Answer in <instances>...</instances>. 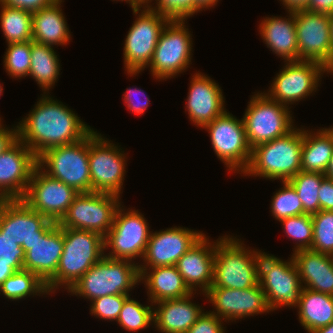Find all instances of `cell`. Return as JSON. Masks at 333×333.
<instances>
[{"mask_svg":"<svg viewBox=\"0 0 333 333\" xmlns=\"http://www.w3.org/2000/svg\"><path fill=\"white\" fill-rule=\"evenodd\" d=\"M27 115L17 124L18 139L37 158L53 147L77 143L94 130L49 93H43Z\"/></svg>","mask_w":333,"mask_h":333,"instance_id":"6da1fadb","label":"cell"},{"mask_svg":"<svg viewBox=\"0 0 333 333\" xmlns=\"http://www.w3.org/2000/svg\"><path fill=\"white\" fill-rule=\"evenodd\" d=\"M63 242L64 248L56 274L46 284L49 295L63 287L68 291L105 256L104 237L99 233L63 228Z\"/></svg>","mask_w":333,"mask_h":333,"instance_id":"7a4b0ae2","label":"cell"},{"mask_svg":"<svg viewBox=\"0 0 333 333\" xmlns=\"http://www.w3.org/2000/svg\"><path fill=\"white\" fill-rule=\"evenodd\" d=\"M303 128L295 126L286 135L252 148L250 163L242 173L286 182L301 171Z\"/></svg>","mask_w":333,"mask_h":333,"instance_id":"3957f363","label":"cell"},{"mask_svg":"<svg viewBox=\"0 0 333 333\" xmlns=\"http://www.w3.org/2000/svg\"><path fill=\"white\" fill-rule=\"evenodd\" d=\"M240 240L232 235L222 236L216 240L211 287L243 290L259 283L261 250L247 248Z\"/></svg>","mask_w":333,"mask_h":333,"instance_id":"277c9868","label":"cell"},{"mask_svg":"<svg viewBox=\"0 0 333 333\" xmlns=\"http://www.w3.org/2000/svg\"><path fill=\"white\" fill-rule=\"evenodd\" d=\"M138 283H140L138 263L104 256L67 292L79 298L89 299L91 302L107 295H129L131 289L139 285Z\"/></svg>","mask_w":333,"mask_h":333,"instance_id":"5b68a950","label":"cell"},{"mask_svg":"<svg viewBox=\"0 0 333 333\" xmlns=\"http://www.w3.org/2000/svg\"><path fill=\"white\" fill-rule=\"evenodd\" d=\"M132 11L136 19L127 33L123 47L124 68L130 77L149 66L159 35L170 20L168 16L148 6L133 7Z\"/></svg>","mask_w":333,"mask_h":333,"instance_id":"8992f818","label":"cell"},{"mask_svg":"<svg viewBox=\"0 0 333 333\" xmlns=\"http://www.w3.org/2000/svg\"><path fill=\"white\" fill-rule=\"evenodd\" d=\"M185 22L186 19H170L160 33L148 66L156 80L174 78L192 64V34Z\"/></svg>","mask_w":333,"mask_h":333,"instance_id":"52a82bcc","label":"cell"},{"mask_svg":"<svg viewBox=\"0 0 333 333\" xmlns=\"http://www.w3.org/2000/svg\"><path fill=\"white\" fill-rule=\"evenodd\" d=\"M248 103L242 120L251 148L284 136L294 128L290 108L266 93H255Z\"/></svg>","mask_w":333,"mask_h":333,"instance_id":"ba28073f","label":"cell"},{"mask_svg":"<svg viewBox=\"0 0 333 333\" xmlns=\"http://www.w3.org/2000/svg\"><path fill=\"white\" fill-rule=\"evenodd\" d=\"M37 165L77 192H91L89 135L77 143L46 150L37 158Z\"/></svg>","mask_w":333,"mask_h":333,"instance_id":"9c48e42d","label":"cell"},{"mask_svg":"<svg viewBox=\"0 0 333 333\" xmlns=\"http://www.w3.org/2000/svg\"><path fill=\"white\" fill-rule=\"evenodd\" d=\"M259 285L272 311L278 308L297 307L303 286L291 255L284 261L263 251L259 255Z\"/></svg>","mask_w":333,"mask_h":333,"instance_id":"30bf717a","label":"cell"},{"mask_svg":"<svg viewBox=\"0 0 333 333\" xmlns=\"http://www.w3.org/2000/svg\"><path fill=\"white\" fill-rule=\"evenodd\" d=\"M101 133L89 134V169L91 192L109 193L120 197L125 180L128 153L104 138Z\"/></svg>","mask_w":333,"mask_h":333,"instance_id":"8fae6325","label":"cell"},{"mask_svg":"<svg viewBox=\"0 0 333 333\" xmlns=\"http://www.w3.org/2000/svg\"><path fill=\"white\" fill-rule=\"evenodd\" d=\"M123 207L121 203L117 208L112 227L104 237L105 250L111 248L105 256L135 262V259H142L151 231L143 214Z\"/></svg>","mask_w":333,"mask_h":333,"instance_id":"7c38bea8","label":"cell"},{"mask_svg":"<svg viewBox=\"0 0 333 333\" xmlns=\"http://www.w3.org/2000/svg\"><path fill=\"white\" fill-rule=\"evenodd\" d=\"M203 129L209 132L212 148L227 170L242 174L252 154L242 118L237 119L226 110Z\"/></svg>","mask_w":333,"mask_h":333,"instance_id":"4fadbf2b","label":"cell"},{"mask_svg":"<svg viewBox=\"0 0 333 333\" xmlns=\"http://www.w3.org/2000/svg\"><path fill=\"white\" fill-rule=\"evenodd\" d=\"M120 201L119 196L109 193H79L58 224L63 228L93 231L105 237L112 227Z\"/></svg>","mask_w":333,"mask_h":333,"instance_id":"5bb4252c","label":"cell"},{"mask_svg":"<svg viewBox=\"0 0 333 333\" xmlns=\"http://www.w3.org/2000/svg\"><path fill=\"white\" fill-rule=\"evenodd\" d=\"M265 92L271 99L288 107L317 91L324 73L331 71L316 61L285 62Z\"/></svg>","mask_w":333,"mask_h":333,"instance_id":"9a60e30c","label":"cell"},{"mask_svg":"<svg viewBox=\"0 0 333 333\" xmlns=\"http://www.w3.org/2000/svg\"><path fill=\"white\" fill-rule=\"evenodd\" d=\"M298 61H316L333 70V44L330 35V15L295 11Z\"/></svg>","mask_w":333,"mask_h":333,"instance_id":"2e32d148","label":"cell"},{"mask_svg":"<svg viewBox=\"0 0 333 333\" xmlns=\"http://www.w3.org/2000/svg\"><path fill=\"white\" fill-rule=\"evenodd\" d=\"M78 194L74 188L49 176L37 165L22 200L49 220L59 222Z\"/></svg>","mask_w":333,"mask_h":333,"instance_id":"e0dca14e","label":"cell"},{"mask_svg":"<svg viewBox=\"0 0 333 333\" xmlns=\"http://www.w3.org/2000/svg\"><path fill=\"white\" fill-rule=\"evenodd\" d=\"M215 310L208 311L225 322H236L245 317L272 312L267 304L266 296L259 285L247 289H229L210 287L205 293Z\"/></svg>","mask_w":333,"mask_h":333,"instance_id":"ac0fdd59","label":"cell"},{"mask_svg":"<svg viewBox=\"0 0 333 333\" xmlns=\"http://www.w3.org/2000/svg\"><path fill=\"white\" fill-rule=\"evenodd\" d=\"M54 221L30 208L22 199L0 200V232L21 245L25 253L28 245L40 237Z\"/></svg>","mask_w":333,"mask_h":333,"instance_id":"d6986e66","label":"cell"},{"mask_svg":"<svg viewBox=\"0 0 333 333\" xmlns=\"http://www.w3.org/2000/svg\"><path fill=\"white\" fill-rule=\"evenodd\" d=\"M202 231L185 227H171L151 232L144 255L138 268L174 266L202 236Z\"/></svg>","mask_w":333,"mask_h":333,"instance_id":"ffe728a7","label":"cell"},{"mask_svg":"<svg viewBox=\"0 0 333 333\" xmlns=\"http://www.w3.org/2000/svg\"><path fill=\"white\" fill-rule=\"evenodd\" d=\"M37 166L36 155L19 139L0 155V200L22 199Z\"/></svg>","mask_w":333,"mask_h":333,"instance_id":"44dd1931","label":"cell"},{"mask_svg":"<svg viewBox=\"0 0 333 333\" xmlns=\"http://www.w3.org/2000/svg\"><path fill=\"white\" fill-rule=\"evenodd\" d=\"M191 78L185 111L201 129L226 111L225 97L219 84L208 75L198 71Z\"/></svg>","mask_w":333,"mask_h":333,"instance_id":"7402d4cb","label":"cell"},{"mask_svg":"<svg viewBox=\"0 0 333 333\" xmlns=\"http://www.w3.org/2000/svg\"><path fill=\"white\" fill-rule=\"evenodd\" d=\"M63 248V227L54 222L28 245L23 269L35 273L46 285L56 274Z\"/></svg>","mask_w":333,"mask_h":333,"instance_id":"603a6c76","label":"cell"},{"mask_svg":"<svg viewBox=\"0 0 333 333\" xmlns=\"http://www.w3.org/2000/svg\"><path fill=\"white\" fill-rule=\"evenodd\" d=\"M214 241H210L204 234L175 265L192 292L199 290L205 293L212 286L216 247V240Z\"/></svg>","mask_w":333,"mask_h":333,"instance_id":"cb8c5ba5","label":"cell"},{"mask_svg":"<svg viewBox=\"0 0 333 333\" xmlns=\"http://www.w3.org/2000/svg\"><path fill=\"white\" fill-rule=\"evenodd\" d=\"M196 293L154 303V328L161 333H186L204 312L199 304L191 301Z\"/></svg>","mask_w":333,"mask_h":333,"instance_id":"d4e9b609","label":"cell"},{"mask_svg":"<svg viewBox=\"0 0 333 333\" xmlns=\"http://www.w3.org/2000/svg\"><path fill=\"white\" fill-rule=\"evenodd\" d=\"M287 13V18L265 17L258 25L263 42L276 56L282 57L284 63L298 61L295 11H287Z\"/></svg>","mask_w":333,"mask_h":333,"instance_id":"484cf974","label":"cell"},{"mask_svg":"<svg viewBox=\"0 0 333 333\" xmlns=\"http://www.w3.org/2000/svg\"><path fill=\"white\" fill-rule=\"evenodd\" d=\"M292 254L303 288L333 296V255L310 249Z\"/></svg>","mask_w":333,"mask_h":333,"instance_id":"4316f807","label":"cell"},{"mask_svg":"<svg viewBox=\"0 0 333 333\" xmlns=\"http://www.w3.org/2000/svg\"><path fill=\"white\" fill-rule=\"evenodd\" d=\"M139 273L140 282L145 283L148 299L152 304L182 298L192 293L175 265L139 268Z\"/></svg>","mask_w":333,"mask_h":333,"instance_id":"83f0119b","label":"cell"},{"mask_svg":"<svg viewBox=\"0 0 333 333\" xmlns=\"http://www.w3.org/2000/svg\"><path fill=\"white\" fill-rule=\"evenodd\" d=\"M63 0H55L52 4L32 13V41L49 45H67L71 33L62 11Z\"/></svg>","mask_w":333,"mask_h":333,"instance_id":"f1b7e54d","label":"cell"},{"mask_svg":"<svg viewBox=\"0 0 333 333\" xmlns=\"http://www.w3.org/2000/svg\"><path fill=\"white\" fill-rule=\"evenodd\" d=\"M333 153V134L328 128L317 132L303 128L301 170L325 174Z\"/></svg>","mask_w":333,"mask_h":333,"instance_id":"f546056e","label":"cell"},{"mask_svg":"<svg viewBox=\"0 0 333 333\" xmlns=\"http://www.w3.org/2000/svg\"><path fill=\"white\" fill-rule=\"evenodd\" d=\"M298 309L301 326L311 333L333 322V296L303 288Z\"/></svg>","mask_w":333,"mask_h":333,"instance_id":"4dcf8cb0","label":"cell"},{"mask_svg":"<svg viewBox=\"0 0 333 333\" xmlns=\"http://www.w3.org/2000/svg\"><path fill=\"white\" fill-rule=\"evenodd\" d=\"M52 46L32 41L31 64L29 75L32 77L44 94L53 88L60 75V62Z\"/></svg>","mask_w":333,"mask_h":333,"instance_id":"1f68e13d","label":"cell"},{"mask_svg":"<svg viewBox=\"0 0 333 333\" xmlns=\"http://www.w3.org/2000/svg\"><path fill=\"white\" fill-rule=\"evenodd\" d=\"M0 25L7 44L32 41V12L0 4Z\"/></svg>","mask_w":333,"mask_h":333,"instance_id":"d6a6232c","label":"cell"},{"mask_svg":"<svg viewBox=\"0 0 333 333\" xmlns=\"http://www.w3.org/2000/svg\"><path fill=\"white\" fill-rule=\"evenodd\" d=\"M8 300L18 301L27 296L49 295L44 282L28 270L16 271L0 285V295Z\"/></svg>","mask_w":333,"mask_h":333,"instance_id":"836d02e7","label":"cell"},{"mask_svg":"<svg viewBox=\"0 0 333 333\" xmlns=\"http://www.w3.org/2000/svg\"><path fill=\"white\" fill-rule=\"evenodd\" d=\"M324 174L301 170L288 182L296 190L303 204V214H315L319 212V188Z\"/></svg>","mask_w":333,"mask_h":333,"instance_id":"e575fe53","label":"cell"},{"mask_svg":"<svg viewBox=\"0 0 333 333\" xmlns=\"http://www.w3.org/2000/svg\"><path fill=\"white\" fill-rule=\"evenodd\" d=\"M153 307L152 303L143 305L129 296L125 300L116 322L125 331L133 333L146 329L154 323Z\"/></svg>","mask_w":333,"mask_h":333,"instance_id":"d590c367","label":"cell"},{"mask_svg":"<svg viewBox=\"0 0 333 333\" xmlns=\"http://www.w3.org/2000/svg\"><path fill=\"white\" fill-rule=\"evenodd\" d=\"M281 183L283 187L275 192L272 201H270L272 216L280 221L288 217L302 215L303 204L296 190L288 181Z\"/></svg>","mask_w":333,"mask_h":333,"instance_id":"8d00e7d4","label":"cell"},{"mask_svg":"<svg viewBox=\"0 0 333 333\" xmlns=\"http://www.w3.org/2000/svg\"><path fill=\"white\" fill-rule=\"evenodd\" d=\"M3 57L4 69L12 78L28 77L31 64L32 41L7 44Z\"/></svg>","mask_w":333,"mask_h":333,"instance_id":"74e56055","label":"cell"},{"mask_svg":"<svg viewBox=\"0 0 333 333\" xmlns=\"http://www.w3.org/2000/svg\"><path fill=\"white\" fill-rule=\"evenodd\" d=\"M25 251L16 241L0 232V285L16 271L23 269Z\"/></svg>","mask_w":333,"mask_h":333,"instance_id":"f35d334b","label":"cell"},{"mask_svg":"<svg viewBox=\"0 0 333 333\" xmlns=\"http://www.w3.org/2000/svg\"><path fill=\"white\" fill-rule=\"evenodd\" d=\"M284 233L295 240L293 252L311 249L313 242V221L311 214L288 217L280 220Z\"/></svg>","mask_w":333,"mask_h":333,"instance_id":"ab89813d","label":"cell"},{"mask_svg":"<svg viewBox=\"0 0 333 333\" xmlns=\"http://www.w3.org/2000/svg\"><path fill=\"white\" fill-rule=\"evenodd\" d=\"M312 251L333 255V211L320 210L312 214Z\"/></svg>","mask_w":333,"mask_h":333,"instance_id":"60d3db41","label":"cell"},{"mask_svg":"<svg viewBox=\"0 0 333 333\" xmlns=\"http://www.w3.org/2000/svg\"><path fill=\"white\" fill-rule=\"evenodd\" d=\"M131 295H107L92 300L90 314L101 320L117 321L125 300Z\"/></svg>","mask_w":333,"mask_h":333,"instance_id":"b9f144b4","label":"cell"},{"mask_svg":"<svg viewBox=\"0 0 333 333\" xmlns=\"http://www.w3.org/2000/svg\"><path fill=\"white\" fill-rule=\"evenodd\" d=\"M150 0V9L168 16L170 19H188L196 13L195 0H155V7Z\"/></svg>","mask_w":333,"mask_h":333,"instance_id":"7bdbcfd3","label":"cell"},{"mask_svg":"<svg viewBox=\"0 0 333 333\" xmlns=\"http://www.w3.org/2000/svg\"><path fill=\"white\" fill-rule=\"evenodd\" d=\"M224 320L204 311L186 333H225Z\"/></svg>","mask_w":333,"mask_h":333,"instance_id":"ee69618b","label":"cell"},{"mask_svg":"<svg viewBox=\"0 0 333 333\" xmlns=\"http://www.w3.org/2000/svg\"><path fill=\"white\" fill-rule=\"evenodd\" d=\"M145 97V101H143L139 95ZM145 92L142 89L138 88H127V90L123 94V101L127 106V109L130 110L132 113L137 115H143L146 109L149 106V97L144 94ZM140 95V96H141Z\"/></svg>","mask_w":333,"mask_h":333,"instance_id":"f6af8a7d","label":"cell"},{"mask_svg":"<svg viewBox=\"0 0 333 333\" xmlns=\"http://www.w3.org/2000/svg\"><path fill=\"white\" fill-rule=\"evenodd\" d=\"M319 211H333V179L324 177L319 188Z\"/></svg>","mask_w":333,"mask_h":333,"instance_id":"bcb514c9","label":"cell"},{"mask_svg":"<svg viewBox=\"0 0 333 333\" xmlns=\"http://www.w3.org/2000/svg\"><path fill=\"white\" fill-rule=\"evenodd\" d=\"M54 1L55 0H0V4L24 9L33 13L52 4Z\"/></svg>","mask_w":333,"mask_h":333,"instance_id":"7dc6e473","label":"cell"},{"mask_svg":"<svg viewBox=\"0 0 333 333\" xmlns=\"http://www.w3.org/2000/svg\"><path fill=\"white\" fill-rule=\"evenodd\" d=\"M2 124V120H0V155L18 140L17 125L10 129Z\"/></svg>","mask_w":333,"mask_h":333,"instance_id":"c3c4849f","label":"cell"},{"mask_svg":"<svg viewBox=\"0 0 333 333\" xmlns=\"http://www.w3.org/2000/svg\"><path fill=\"white\" fill-rule=\"evenodd\" d=\"M305 10L314 13L332 15L333 0H309L308 7Z\"/></svg>","mask_w":333,"mask_h":333,"instance_id":"681fc988","label":"cell"},{"mask_svg":"<svg viewBox=\"0 0 333 333\" xmlns=\"http://www.w3.org/2000/svg\"><path fill=\"white\" fill-rule=\"evenodd\" d=\"M287 11L305 10L309 0H279Z\"/></svg>","mask_w":333,"mask_h":333,"instance_id":"f907efd6","label":"cell"},{"mask_svg":"<svg viewBox=\"0 0 333 333\" xmlns=\"http://www.w3.org/2000/svg\"><path fill=\"white\" fill-rule=\"evenodd\" d=\"M219 0H195L196 2V13L204 10L205 9H209V8H213L214 6H216V4L218 3Z\"/></svg>","mask_w":333,"mask_h":333,"instance_id":"816d5d0a","label":"cell"},{"mask_svg":"<svg viewBox=\"0 0 333 333\" xmlns=\"http://www.w3.org/2000/svg\"><path fill=\"white\" fill-rule=\"evenodd\" d=\"M113 1H125L127 4L131 5L130 7H138V6H147L150 0H113Z\"/></svg>","mask_w":333,"mask_h":333,"instance_id":"f5cc1de1","label":"cell"},{"mask_svg":"<svg viewBox=\"0 0 333 333\" xmlns=\"http://www.w3.org/2000/svg\"><path fill=\"white\" fill-rule=\"evenodd\" d=\"M311 333H333V322H331L327 326L317 328Z\"/></svg>","mask_w":333,"mask_h":333,"instance_id":"db71d44e","label":"cell"},{"mask_svg":"<svg viewBox=\"0 0 333 333\" xmlns=\"http://www.w3.org/2000/svg\"><path fill=\"white\" fill-rule=\"evenodd\" d=\"M324 175L326 177H328V178H332L333 179V153H332V156L330 158L327 170H326V172H325Z\"/></svg>","mask_w":333,"mask_h":333,"instance_id":"11a10c76","label":"cell"},{"mask_svg":"<svg viewBox=\"0 0 333 333\" xmlns=\"http://www.w3.org/2000/svg\"><path fill=\"white\" fill-rule=\"evenodd\" d=\"M330 35H331V41L333 44V14L330 15Z\"/></svg>","mask_w":333,"mask_h":333,"instance_id":"9f6ffc18","label":"cell"},{"mask_svg":"<svg viewBox=\"0 0 333 333\" xmlns=\"http://www.w3.org/2000/svg\"><path fill=\"white\" fill-rule=\"evenodd\" d=\"M3 85H1L0 84V96L2 95V93H3V87H2ZM0 120H2V118L0 117Z\"/></svg>","mask_w":333,"mask_h":333,"instance_id":"6f0895ef","label":"cell"},{"mask_svg":"<svg viewBox=\"0 0 333 333\" xmlns=\"http://www.w3.org/2000/svg\"><path fill=\"white\" fill-rule=\"evenodd\" d=\"M328 129H329V130L332 132V134H333V126L329 127Z\"/></svg>","mask_w":333,"mask_h":333,"instance_id":"680465c9","label":"cell"}]
</instances>
